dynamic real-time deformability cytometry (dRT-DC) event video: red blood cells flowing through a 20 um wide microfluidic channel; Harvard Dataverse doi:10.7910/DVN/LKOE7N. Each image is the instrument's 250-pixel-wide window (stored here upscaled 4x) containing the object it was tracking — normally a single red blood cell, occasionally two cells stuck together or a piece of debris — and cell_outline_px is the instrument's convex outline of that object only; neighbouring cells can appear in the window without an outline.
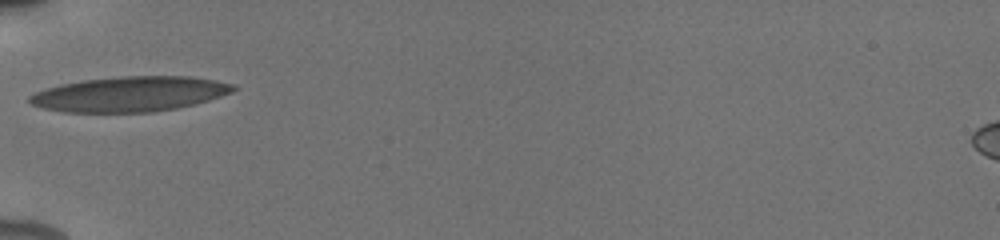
{"species": "human", "species_latin": "Homo sapiens", "temperature_condition": "cold", "stored_images_in_passage": 59, "camera_frame_rate_fps": 3000, "um_per_image_px": 0.085, "donor": {"sex": "male"}, "frame": {"image": 1, "passage_image": 1, "time_ms": 0.0, "image_size_px": [1000, 240], "cell_outline_px": [[236, 88], [232, 92], [196, 104], [176, 108], [152, 112], [64, 112], [40, 108], [32, 104], [28, 100], [28, 96], [32, 92], [44, 88], [60, 84], [84, 80], [120, 76], [192, 76], [216, 80], [236, 84]], "centroid_in_image_um": [11.0, 7.99], "position_along_channel_um": 74.0, "area_um2": 41.96}}
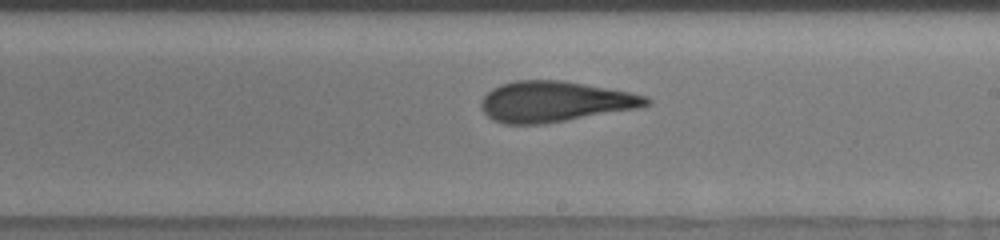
{"frame": {"image": 2, "passage_image": 22, "time_ms": 4.333, "image_size_px": [1000, 240], "cell_outline_px": [[652, 104], [640, 108], [544, 124], [504, 124], [492, 120], [480, 108], [480, 100], [492, 88], [500, 84], [516, 80], [564, 80], [628, 92], [648, 96], [652, 100]], "centroid_in_image_um": [47.16, 8.64], "position_along_channel_um": 241.8, "area_um2": 39.42}}
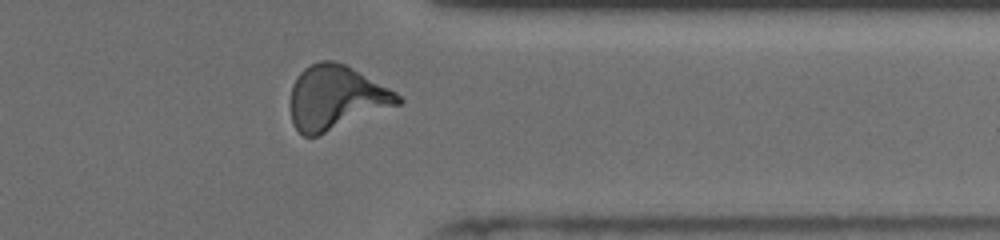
{"frame": {"image": 3, "passage_image": 42, "time_ms": 8.0, "image_size_px": [1000, 240], "cell_outline_px": [[404, 100], [400, 104], [316, 136], [304, 136], [292, 124], [288, 104], [292, 84], [300, 72], [304, 68], [320, 60], [332, 60], [348, 64], [396, 92]], "centroid_in_image_um": [28.53, 8.28], "position_along_channel_um": 382.9, "area_um2": 40.52}, "authors_computed_cell_mechanics": {"area_um2": 38.0324, "velocity_mm_per_s": 3.9139, "shape_relaxation_time_tau1_ms": 7.6486, "shape_relaxation_time_tau2_ms": 1.8256, "deformation_change_tau1": 0.2596, "deformation_change_tau2": 0.1185}}